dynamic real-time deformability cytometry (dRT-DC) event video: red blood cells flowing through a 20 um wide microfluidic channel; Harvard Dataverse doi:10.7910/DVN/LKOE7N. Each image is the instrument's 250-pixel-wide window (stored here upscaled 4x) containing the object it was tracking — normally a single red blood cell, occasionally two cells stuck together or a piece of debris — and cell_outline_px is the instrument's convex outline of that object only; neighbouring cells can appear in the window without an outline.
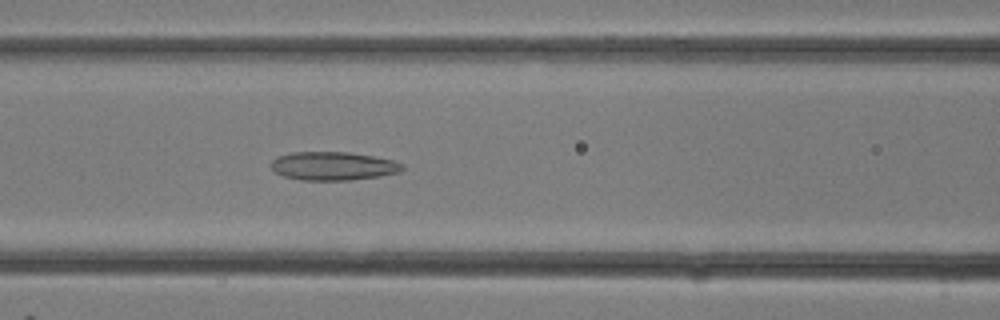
{"species": "common noctule bat (a hibernating species)", "species_latin": "Nyctalus noctula", "temperature_condition": "room temperature", "stored_images_in_passage": 13, "camera_frame_rate_fps": 3000, "um_per_image_px": 0.085, "animal": {"sex": "female"}, "frame": {"image": 1, "passage_image": 13, "time_ms": 4.0, "image_size_px": [1000, 320], "cell_outline_px": [[404, 168], [400, 172], [380, 176], [352, 180], [300, 180], [284, 176], [276, 172], [272, 168], [272, 160], [276, 156], [292, 152], [348, 152], [372, 156], [392, 160], [404, 164]], "centroid_in_image_um": [28.32, 14.11], "position_along_channel_um": 138.3, "area_um2": 21.79}}